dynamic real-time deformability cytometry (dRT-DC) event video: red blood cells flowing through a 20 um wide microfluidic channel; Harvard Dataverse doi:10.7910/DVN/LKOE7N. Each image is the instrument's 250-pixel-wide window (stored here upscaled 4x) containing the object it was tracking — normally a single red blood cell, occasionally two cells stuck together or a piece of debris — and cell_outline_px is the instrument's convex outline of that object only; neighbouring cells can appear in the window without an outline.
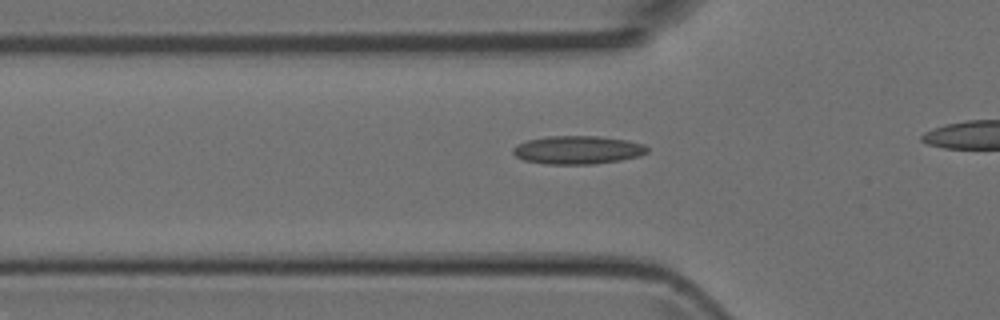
{"species": "Egyptian fruit bat (a non-hibernating species)", "species_latin": "Rousettus aegyptiacus", "temperature_condition": "room temperature", "stored_images_in_passage": 19, "camera_frame_rate_fps": 3000, "um_per_image_px": 0.085, "animal": {"sex": "female"}, "frame": {"image": 1, "passage_image": 8, "time_ms": 2.333, "image_size_px": [1000, 320], "cell_outline_px": [[648, 152], [640, 156], [620, 160], [596, 164], [548, 164], [524, 160], [516, 156], [512, 152], [512, 148], [516, 144], [528, 140], [548, 136], [596, 136], [628, 140], [644, 144], [648, 148]], "centroid_in_image_um": [49.11, 12.74], "position_along_channel_um": 76.7, "area_um2": 22.2}}
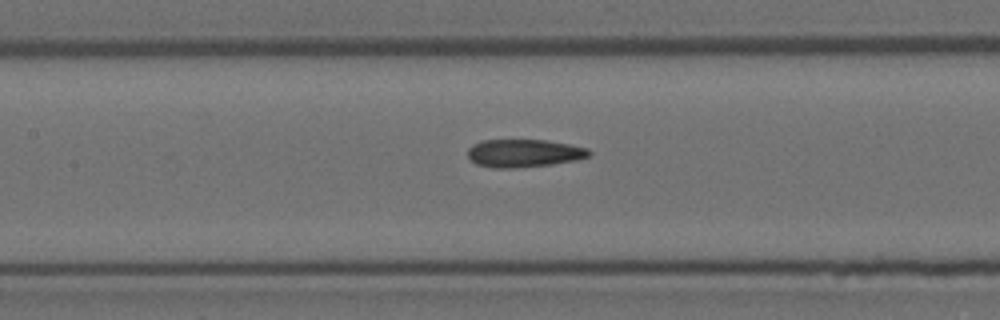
{"frame": {"image": 2, "passage_image": 14, "time_ms": 4.333, "image_size_px": [1000, 320], "cell_outline_px": [[592, 152], [588, 156], [576, 160], [552, 164], [516, 168], [492, 168], [476, 164], [468, 156], [468, 148], [472, 144], [484, 140], [544, 140], [568, 144], [588, 148]], "centroid_in_image_um": [44.52, 13.02], "position_along_channel_um": 162.9, "area_um2": 19.71}}
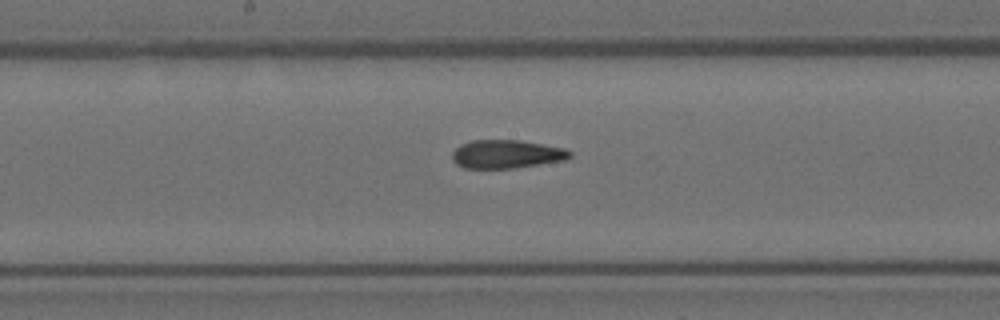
{"frame": {"image": 3, "passage_image": 17, "time_ms": 5.333, "image_size_px": [1000, 320], "cell_outline_px": [[572, 156], [568, 160], [516, 168], [464, 168], [456, 164], [452, 160], [452, 152], [460, 144], [472, 140], [520, 140], [564, 148], [572, 152]], "centroid_in_image_um": [43.07, 13.1], "position_along_channel_um": 205.1, "area_um2": 19.71}}